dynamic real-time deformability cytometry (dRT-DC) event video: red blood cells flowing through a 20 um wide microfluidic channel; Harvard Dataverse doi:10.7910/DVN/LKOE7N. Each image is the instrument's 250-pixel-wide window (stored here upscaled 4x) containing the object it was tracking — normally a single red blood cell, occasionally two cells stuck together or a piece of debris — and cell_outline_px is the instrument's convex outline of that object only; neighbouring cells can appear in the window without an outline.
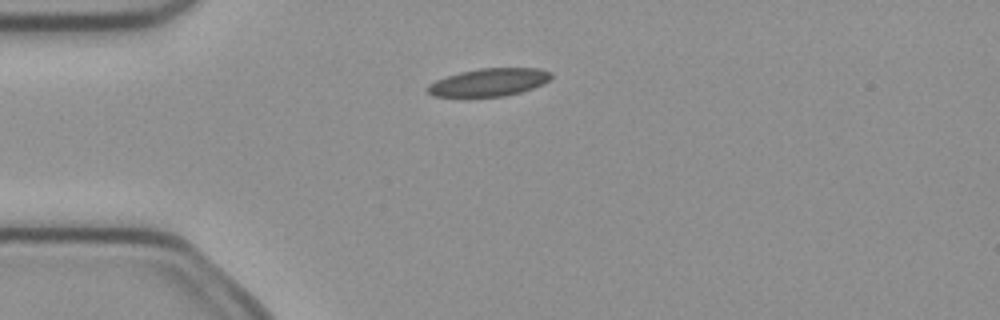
{"species": "common noctule bat (a hibernating species)", "species_latin": "Nyctalus noctula", "temperature_condition": "cold", "stored_images_in_passage": 3, "camera_frame_rate_fps": 3000, "um_per_image_px": 0.085, "animal": {"sex": "female", "body_mass_g": 21.9}, "frame": {"image": 1, "passage_image": 1, "time_ms": 0.0, "image_size_px": [1000, 320], "cell_outline_px": [[552, 76], [544, 84], [520, 92], [504, 96], [432, 96], [428, 92], [428, 84], [436, 80], [460, 72], [480, 68], [540, 68], [552, 72]], "centroid_in_image_um": [41.6, 6.98], "position_along_channel_um": 43.4, "area_um2": 19.83}}